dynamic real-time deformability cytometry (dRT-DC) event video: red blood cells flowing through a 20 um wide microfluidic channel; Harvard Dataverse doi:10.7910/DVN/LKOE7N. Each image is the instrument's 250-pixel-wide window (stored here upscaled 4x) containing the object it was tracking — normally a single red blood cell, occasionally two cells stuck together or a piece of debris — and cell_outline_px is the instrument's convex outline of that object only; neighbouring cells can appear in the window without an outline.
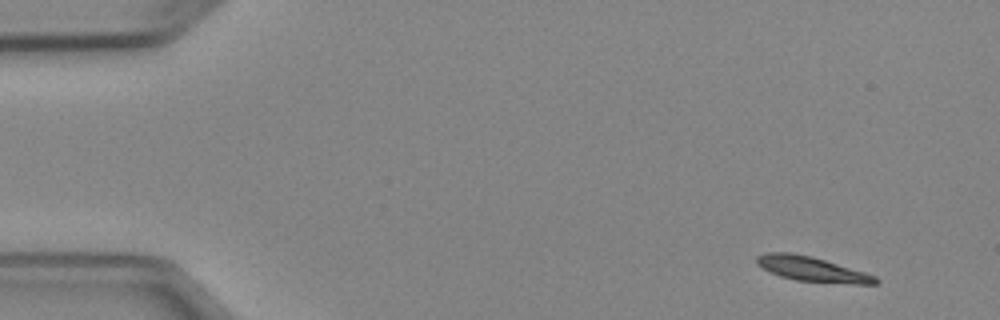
{"species": "Egyptian fruit bat (a non-hibernating species)", "species_latin": "Rousettus aegyptiacus", "temperature_condition": "cold", "stored_images_in_passage": 4, "camera_frame_rate_fps": 3000, "um_per_image_px": 0.085, "animal": {"sex": "female"}, "frame": {"image": 1, "passage_image": 1, "time_ms": 0.0, "image_size_px": [1000, 320], "cell_outline_px": [[880, 280], [876, 284], [856, 284], [796, 280], [780, 276], [756, 264], [756, 256], [764, 252], [788, 252], [812, 256], [864, 272], [876, 276]], "centroid_in_image_um": [69.01, 22.86], "position_along_channel_um": 16.0, "area_um2": 16.99}}
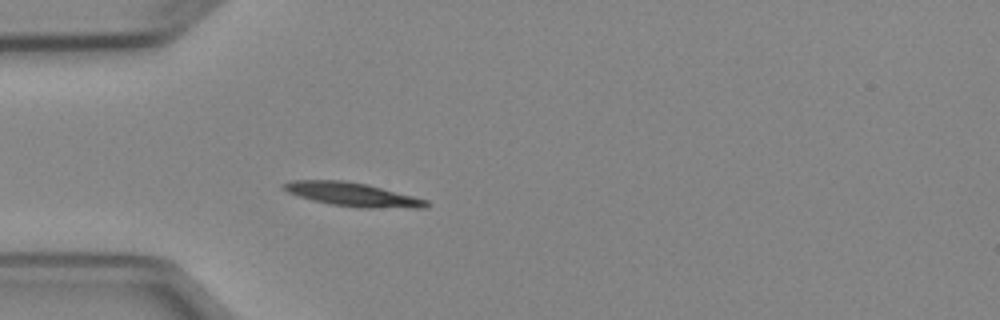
{"frame": {"image": 2, "passage_image": 4, "time_ms": 3.667, "image_size_px": [1000, 320], "cell_outline_px": [[428, 208], [360, 208], [332, 204], [312, 200], [288, 192], [280, 184], [292, 180], [344, 180], [368, 184], [428, 200]], "centroid_in_image_um": [29.99, 16.53], "position_along_channel_um": 55.0, "area_um2": 19.71}}